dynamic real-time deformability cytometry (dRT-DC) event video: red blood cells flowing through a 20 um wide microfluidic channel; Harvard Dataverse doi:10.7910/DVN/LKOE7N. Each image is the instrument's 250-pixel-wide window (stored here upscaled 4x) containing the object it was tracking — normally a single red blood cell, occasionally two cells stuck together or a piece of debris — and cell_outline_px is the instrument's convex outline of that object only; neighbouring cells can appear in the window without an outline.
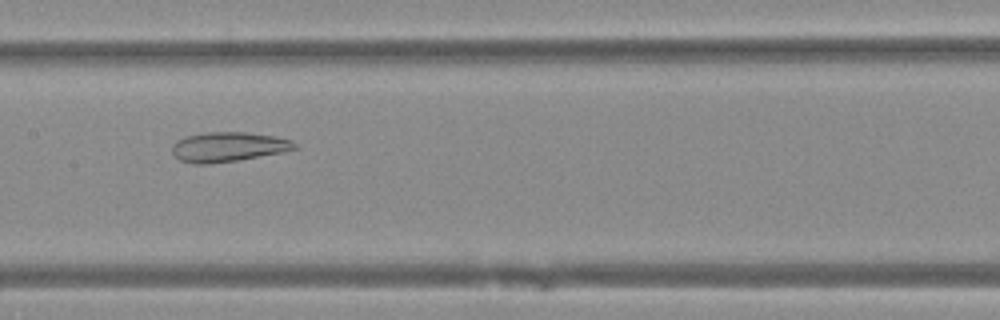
{"species": "Egyptian fruit bat (a non-hibernating species)", "species_latin": "Rousettus aegyptiacus", "temperature_condition": "warm", "stored_images_in_passage": 46, "camera_frame_rate_fps": 3000, "um_per_image_px": 0.085, "animal": {"sex": "female"}, "frame": {"image": 1, "passage_image": 21, "time_ms": 6.667, "image_size_px": [1000, 320], "cell_outline_px": [[300, 148], [284, 152], [236, 160], [208, 164], [192, 164], [180, 160], [172, 152], [172, 144], [176, 140], [184, 136], [204, 132], [244, 132], [276, 136], [292, 140]], "centroid_in_image_um": [19.4, 12.48], "position_along_channel_um": 188.0, "area_um2": 21.39}}
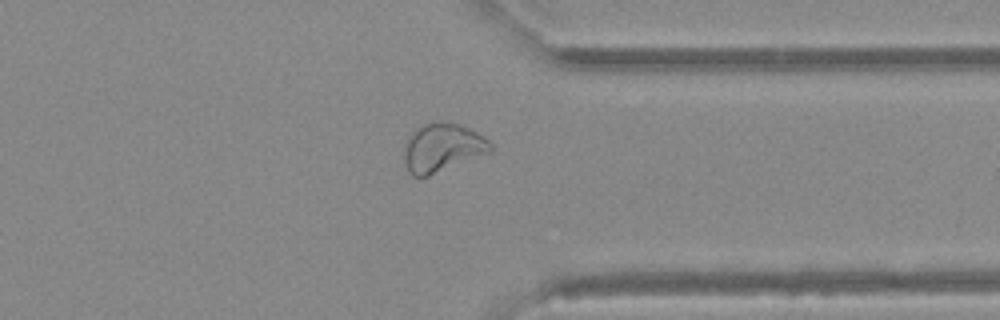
{"frame": {"image": 2, "passage_image": 35, "time_ms": 11.333, "image_size_px": [1000, 320], "cell_outline_px": [[492, 152], [428, 176], [412, 176], [408, 172], [404, 160], [404, 144], [408, 136], [416, 128], [424, 124], [440, 120], [460, 124], [484, 136], [492, 144]], "centroid_in_image_um": [37.59, 12.54], "position_along_channel_um": 373.8, "area_um2": 24.68}}
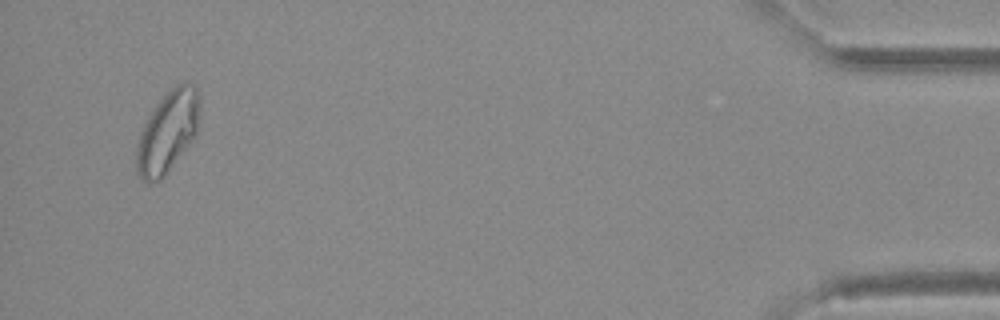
{"frame": {"image": 3, "passage_image": 44, "time_ms": 14.333, "image_size_px": [1000, 320], "cell_outline_px": [[200, 108], [196, 136], [168, 172], [160, 180], [148, 184], [140, 176], [136, 168], [136, 148], [140, 132], [152, 108], [176, 84], [196, 84], [200, 96]], "centroid_in_image_um": [14.27, 11.22], "position_along_channel_um": 420.9, "area_um2": 30.17}}